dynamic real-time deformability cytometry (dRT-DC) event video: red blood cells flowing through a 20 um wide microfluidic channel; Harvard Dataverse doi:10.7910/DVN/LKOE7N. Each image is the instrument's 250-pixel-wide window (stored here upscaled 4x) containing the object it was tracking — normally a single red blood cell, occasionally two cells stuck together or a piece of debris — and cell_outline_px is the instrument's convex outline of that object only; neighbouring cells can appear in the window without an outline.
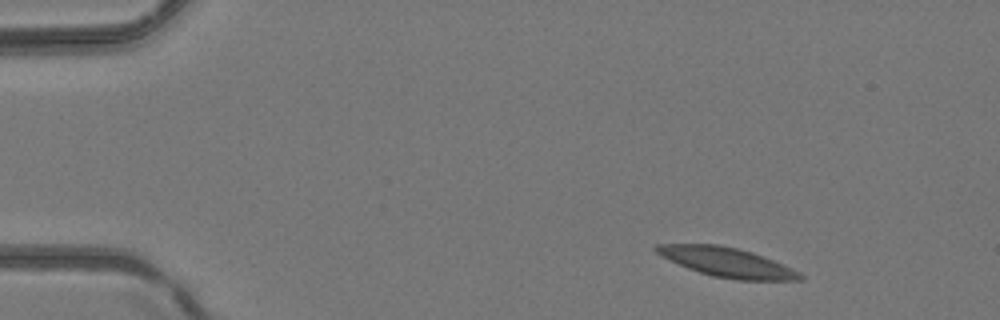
{"species": "common noctule bat (a hibernating species)", "species_latin": "Nyctalus noctula", "temperature_condition": "room temperature", "stored_images_in_passage": 4, "camera_frame_rate_fps": 3000, "um_per_image_px": 0.085, "animal": {"sex": "female", "body_mass_g": 24.6, "forearm_length_mm": 56.2}, "frame": {"image": 1, "passage_image": 1, "time_ms": 0.0, "image_size_px": [1000, 320], "cell_outline_px": [[804, 280], [736, 280], [712, 276], [688, 268], [660, 256], [652, 248], [656, 244], [716, 244], [736, 248], [752, 252], [792, 268], [800, 272], [804, 276]], "centroid_in_image_um": [61.78, 22.29], "position_along_channel_um": 23.2, "area_um2": 24.51}}
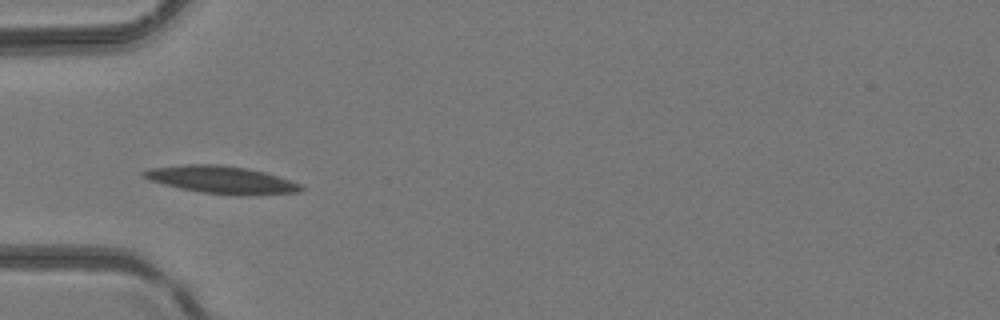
{"frame": {"image": 2, "passage_image": 4, "time_ms": 3.333, "image_size_px": [1000, 320], "cell_outline_px": [[304, 188], [300, 192], [248, 196], [240, 196], [204, 192], [164, 184], [148, 180], [140, 176], [140, 172], [152, 168], [184, 164], [220, 164], [244, 168], [264, 172], [300, 184]], "centroid_in_image_um": [18.81, 15.28], "position_along_channel_um": 66.2, "area_um2": 25.03}}